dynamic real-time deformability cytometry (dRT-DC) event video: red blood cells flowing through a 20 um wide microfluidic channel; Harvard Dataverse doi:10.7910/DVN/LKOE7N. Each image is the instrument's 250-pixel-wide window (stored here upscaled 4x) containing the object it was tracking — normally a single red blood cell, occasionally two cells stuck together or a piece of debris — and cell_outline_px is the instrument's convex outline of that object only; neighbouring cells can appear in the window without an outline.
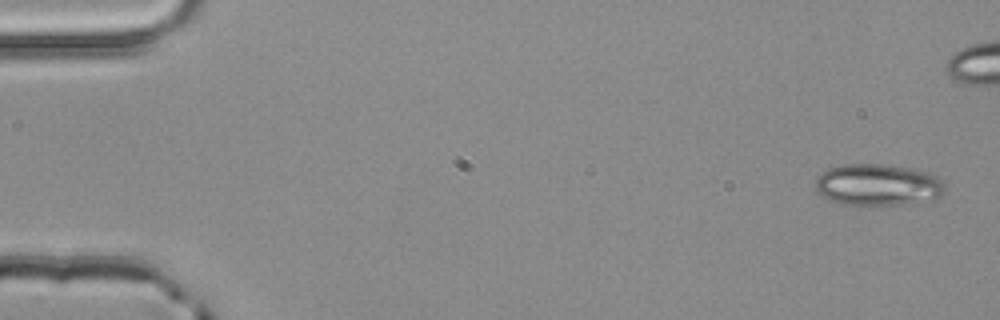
{"species": "common noctule bat (a hibernating species)", "species_latin": "Nyctalus noctula", "temperature_condition": "room temperature", "stored_images_in_passage": 5, "camera_frame_rate_fps": 3000, "um_per_image_px": 0.085, "animal": {"sex": "male", "body_mass_g": 20.4}, "frame": {"image": 1, "passage_image": 1, "time_ms": 0.0, "image_size_px": [1000, 320], "cell_outline_px": [[944, 192], [940, 196], [932, 200], [884, 208], [840, 204], [820, 196], [816, 192], [816, 176], [820, 172], [828, 168], [844, 164], [888, 164], [928, 172], [940, 176], [944, 180]], "centroid_in_image_um": [74.62, 15.75], "position_along_channel_um": 10.4, "area_um2": 32.83}}
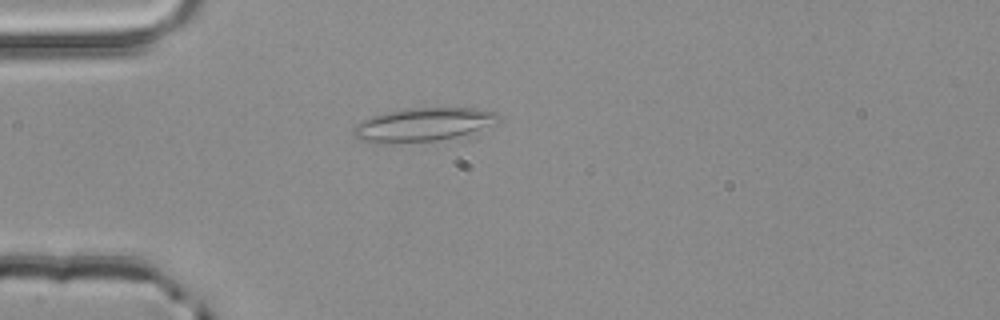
{"frame": {"image": 2, "passage_image": 5, "time_ms": 1.333, "image_size_px": [1000, 320], "cell_outline_px": [[500, 116], [468, 132], [456, 136], [440, 140], [360, 140], [352, 132], [352, 128], [360, 120], [384, 112], [404, 108], [472, 108], [496, 112]], "centroid_in_image_um": [35.84, 10.52], "position_along_channel_um": 49.2, "area_um2": 26.41}}